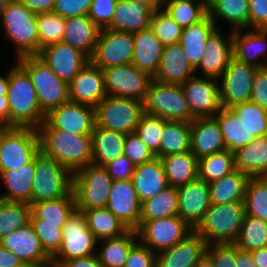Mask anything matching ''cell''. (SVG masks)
<instances>
[{"mask_svg": "<svg viewBox=\"0 0 267 267\" xmlns=\"http://www.w3.org/2000/svg\"><path fill=\"white\" fill-rule=\"evenodd\" d=\"M7 96L9 127L38 128L45 120L32 80L18 63L9 69Z\"/></svg>", "mask_w": 267, "mask_h": 267, "instance_id": "cell-1", "label": "cell"}, {"mask_svg": "<svg viewBox=\"0 0 267 267\" xmlns=\"http://www.w3.org/2000/svg\"><path fill=\"white\" fill-rule=\"evenodd\" d=\"M40 150L73 174L92 163L91 135H78L61 129H38Z\"/></svg>", "mask_w": 267, "mask_h": 267, "instance_id": "cell-2", "label": "cell"}, {"mask_svg": "<svg viewBox=\"0 0 267 267\" xmlns=\"http://www.w3.org/2000/svg\"><path fill=\"white\" fill-rule=\"evenodd\" d=\"M37 15L19 0H8L0 8L4 37L14 43L18 58L39 54Z\"/></svg>", "mask_w": 267, "mask_h": 267, "instance_id": "cell-3", "label": "cell"}, {"mask_svg": "<svg viewBox=\"0 0 267 267\" xmlns=\"http://www.w3.org/2000/svg\"><path fill=\"white\" fill-rule=\"evenodd\" d=\"M74 174L40 150L35 155L31 204L63 198L72 193Z\"/></svg>", "mask_w": 267, "mask_h": 267, "instance_id": "cell-4", "label": "cell"}, {"mask_svg": "<svg viewBox=\"0 0 267 267\" xmlns=\"http://www.w3.org/2000/svg\"><path fill=\"white\" fill-rule=\"evenodd\" d=\"M245 215L244 202L211 204L194 229L207 244L234 243Z\"/></svg>", "mask_w": 267, "mask_h": 267, "instance_id": "cell-5", "label": "cell"}, {"mask_svg": "<svg viewBox=\"0 0 267 267\" xmlns=\"http://www.w3.org/2000/svg\"><path fill=\"white\" fill-rule=\"evenodd\" d=\"M113 181L104 166L91 163L76 171L72 189L76 210L83 212L106 207Z\"/></svg>", "mask_w": 267, "mask_h": 267, "instance_id": "cell-6", "label": "cell"}, {"mask_svg": "<svg viewBox=\"0 0 267 267\" xmlns=\"http://www.w3.org/2000/svg\"><path fill=\"white\" fill-rule=\"evenodd\" d=\"M17 63L30 76L45 115L69 101L68 84L57 77L37 55L20 57Z\"/></svg>", "mask_w": 267, "mask_h": 267, "instance_id": "cell-7", "label": "cell"}, {"mask_svg": "<svg viewBox=\"0 0 267 267\" xmlns=\"http://www.w3.org/2000/svg\"><path fill=\"white\" fill-rule=\"evenodd\" d=\"M40 151L37 128H0V174L31 162Z\"/></svg>", "mask_w": 267, "mask_h": 267, "instance_id": "cell-8", "label": "cell"}, {"mask_svg": "<svg viewBox=\"0 0 267 267\" xmlns=\"http://www.w3.org/2000/svg\"><path fill=\"white\" fill-rule=\"evenodd\" d=\"M144 112L167 121L190 123L195 118L189 109L181 85L161 83L154 79L148 87Z\"/></svg>", "mask_w": 267, "mask_h": 267, "instance_id": "cell-9", "label": "cell"}, {"mask_svg": "<svg viewBox=\"0 0 267 267\" xmlns=\"http://www.w3.org/2000/svg\"><path fill=\"white\" fill-rule=\"evenodd\" d=\"M144 102L107 95L96 107V126L123 134L134 133L144 114Z\"/></svg>", "mask_w": 267, "mask_h": 267, "instance_id": "cell-10", "label": "cell"}, {"mask_svg": "<svg viewBox=\"0 0 267 267\" xmlns=\"http://www.w3.org/2000/svg\"><path fill=\"white\" fill-rule=\"evenodd\" d=\"M63 242L58 253L52 258V267L61 262L79 257L93 256L99 247L98 240L89 230L83 212L75 210L62 228Z\"/></svg>", "mask_w": 267, "mask_h": 267, "instance_id": "cell-11", "label": "cell"}, {"mask_svg": "<svg viewBox=\"0 0 267 267\" xmlns=\"http://www.w3.org/2000/svg\"><path fill=\"white\" fill-rule=\"evenodd\" d=\"M138 240L158 253L184 240L192 229L178 215L148 221H139Z\"/></svg>", "mask_w": 267, "mask_h": 267, "instance_id": "cell-12", "label": "cell"}, {"mask_svg": "<svg viewBox=\"0 0 267 267\" xmlns=\"http://www.w3.org/2000/svg\"><path fill=\"white\" fill-rule=\"evenodd\" d=\"M257 67L243 63L233 57L219 81L221 107L233 106L250 101ZM221 81V82H220Z\"/></svg>", "mask_w": 267, "mask_h": 267, "instance_id": "cell-13", "label": "cell"}, {"mask_svg": "<svg viewBox=\"0 0 267 267\" xmlns=\"http://www.w3.org/2000/svg\"><path fill=\"white\" fill-rule=\"evenodd\" d=\"M103 76L107 95L134 98L143 102L153 79L132 63L104 69Z\"/></svg>", "mask_w": 267, "mask_h": 267, "instance_id": "cell-14", "label": "cell"}, {"mask_svg": "<svg viewBox=\"0 0 267 267\" xmlns=\"http://www.w3.org/2000/svg\"><path fill=\"white\" fill-rule=\"evenodd\" d=\"M133 33L101 29L90 61L101 70L132 63Z\"/></svg>", "mask_w": 267, "mask_h": 267, "instance_id": "cell-15", "label": "cell"}, {"mask_svg": "<svg viewBox=\"0 0 267 267\" xmlns=\"http://www.w3.org/2000/svg\"><path fill=\"white\" fill-rule=\"evenodd\" d=\"M95 125L94 107L68 101L46 114L37 129H61L78 135H92Z\"/></svg>", "mask_w": 267, "mask_h": 267, "instance_id": "cell-16", "label": "cell"}, {"mask_svg": "<svg viewBox=\"0 0 267 267\" xmlns=\"http://www.w3.org/2000/svg\"><path fill=\"white\" fill-rule=\"evenodd\" d=\"M192 115L214 117L221 110L219 81L195 75L181 84Z\"/></svg>", "mask_w": 267, "mask_h": 267, "instance_id": "cell-17", "label": "cell"}, {"mask_svg": "<svg viewBox=\"0 0 267 267\" xmlns=\"http://www.w3.org/2000/svg\"><path fill=\"white\" fill-rule=\"evenodd\" d=\"M37 56L67 84L90 62L83 52L62 42L43 48Z\"/></svg>", "mask_w": 267, "mask_h": 267, "instance_id": "cell-18", "label": "cell"}, {"mask_svg": "<svg viewBox=\"0 0 267 267\" xmlns=\"http://www.w3.org/2000/svg\"><path fill=\"white\" fill-rule=\"evenodd\" d=\"M177 190L178 216L195 229L211 206L209 185L197 178Z\"/></svg>", "mask_w": 267, "mask_h": 267, "instance_id": "cell-19", "label": "cell"}, {"mask_svg": "<svg viewBox=\"0 0 267 267\" xmlns=\"http://www.w3.org/2000/svg\"><path fill=\"white\" fill-rule=\"evenodd\" d=\"M106 96L103 70L91 61L68 84L71 102L95 108Z\"/></svg>", "mask_w": 267, "mask_h": 267, "instance_id": "cell-20", "label": "cell"}, {"mask_svg": "<svg viewBox=\"0 0 267 267\" xmlns=\"http://www.w3.org/2000/svg\"><path fill=\"white\" fill-rule=\"evenodd\" d=\"M141 204L131 179L113 181L106 208L129 229L139 227Z\"/></svg>", "mask_w": 267, "mask_h": 267, "instance_id": "cell-21", "label": "cell"}, {"mask_svg": "<svg viewBox=\"0 0 267 267\" xmlns=\"http://www.w3.org/2000/svg\"><path fill=\"white\" fill-rule=\"evenodd\" d=\"M225 38L220 29H216L205 43V53L199 65L195 68V73L200 69L203 77L219 79L228 67L233 54V30ZM227 39V40H226Z\"/></svg>", "mask_w": 267, "mask_h": 267, "instance_id": "cell-22", "label": "cell"}, {"mask_svg": "<svg viewBox=\"0 0 267 267\" xmlns=\"http://www.w3.org/2000/svg\"><path fill=\"white\" fill-rule=\"evenodd\" d=\"M207 246L193 231L173 247L156 253V267H195L207 253Z\"/></svg>", "mask_w": 267, "mask_h": 267, "instance_id": "cell-23", "label": "cell"}, {"mask_svg": "<svg viewBox=\"0 0 267 267\" xmlns=\"http://www.w3.org/2000/svg\"><path fill=\"white\" fill-rule=\"evenodd\" d=\"M243 31L244 29L233 31L234 57L257 68L267 67V29ZM261 55L264 56L263 59L259 58Z\"/></svg>", "mask_w": 267, "mask_h": 267, "instance_id": "cell-24", "label": "cell"}, {"mask_svg": "<svg viewBox=\"0 0 267 267\" xmlns=\"http://www.w3.org/2000/svg\"><path fill=\"white\" fill-rule=\"evenodd\" d=\"M191 152L198 158L226 149L220 126L215 117H197L190 122Z\"/></svg>", "mask_w": 267, "mask_h": 267, "instance_id": "cell-25", "label": "cell"}, {"mask_svg": "<svg viewBox=\"0 0 267 267\" xmlns=\"http://www.w3.org/2000/svg\"><path fill=\"white\" fill-rule=\"evenodd\" d=\"M0 244L12 251L22 262L52 263L30 223L3 237Z\"/></svg>", "mask_w": 267, "mask_h": 267, "instance_id": "cell-26", "label": "cell"}, {"mask_svg": "<svg viewBox=\"0 0 267 267\" xmlns=\"http://www.w3.org/2000/svg\"><path fill=\"white\" fill-rule=\"evenodd\" d=\"M195 74L182 46L176 43L164 46L160 65L153 79L161 83L181 85Z\"/></svg>", "mask_w": 267, "mask_h": 267, "instance_id": "cell-27", "label": "cell"}, {"mask_svg": "<svg viewBox=\"0 0 267 267\" xmlns=\"http://www.w3.org/2000/svg\"><path fill=\"white\" fill-rule=\"evenodd\" d=\"M154 10L134 0H117L112 23L107 27L114 31L136 33L150 27Z\"/></svg>", "mask_w": 267, "mask_h": 267, "instance_id": "cell-28", "label": "cell"}, {"mask_svg": "<svg viewBox=\"0 0 267 267\" xmlns=\"http://www.w3.org/2000/svg\"><path fill=\"white\" fill-rule=\"evenodd\" d=\"M101 29L88 16L65 18V29L62 43L83 52L92 58Z\"/></svg>", "mask_w": 267, "mask_h": 267, "instance_id": "cell-29", "label": "cell"}, {"mask_svg": "<svg viewBox=\"0 0 267 267\" xmlns=\"http://www.w3.org/2000/svg\"><path fill=\"white\" fill-rule=\"evenodd\" d=\"M134 54L132 64L154 77L158 71L164 45L149 28L133 33Z\"/></svg>", "mask_w": 267, "mask_h": 267, "instance_id": "cell-30", "label": "cell"}, {"mask_svg": "<svg viewBox=\"0 0 267 267\" xmlns=\"http://www.w3.org/2000/svg\"><path fill=\"white\" fill-rule=\"evenodd\" d=\"M131 180L141 203L169 186L159 157L136 165Z\"/></svg>", "mask_w": 267, "mask_h": 267, "instance_id": "cell-31", "label": "cell"}, {"mask_svg": "<svg viewBox=\"0 0 267 267\" xmlns=\"http://www.w3.org/2000/svg\"><path fill=\"white\" fill-rule=\"evenodd\" d=\"M214 117L220 126L226 149L232 153L257 138L232 108L222 107Z\"/></svg>", "mask_w": 267, "mask_h": 267, "instance_id": "cell-32", "label": "cell"}, {"mask_svg": "<svg viewBox=\"0 0 267 267\" xmlns=\"http://www.w3.org/2000/svg\"><path fill=\"white\" fill-rule=\"evenodd\" d=\"M35 176V158L18 169L4 171L0 179L7 188L0 194L1 200L24 202L31 204V190Z\"/></svg>", "mask_w": 267, "mask_h": 267, "instance_id": "cell-33", "label": "cell"}, {"mask_svg": "<svg viewBox=\"0 0 267 267\" xmlns=\"http://www.w3.org/2000/svg\"><path fill=\"white\" fill-rule=\"evenodd\" d=\"M220 29L207 15L197 24L183 28L180 45L191 66L195 69L205 53V43L210 35Z\"/></svg>", "mask_w": 267, "mask_h": 267, "instance_id": "cell-34", "label": "cell"}, {"mask_svg": "<svg viewBox=\"0 0 267 267\" xmlns=\"http://www.w3.org/2000/svg\"><path fill=\"white\" fill-rule=\"evenodd\" d=\"M126 134L96 126L92 138V164L104 166L124 154Z\"/></svg>", "mask_w": 267, "mask_h": 267, "instance_id": "cell-35", "label": "cell"}, {"mask_svg": "<svg viewBox=\"0 0 267 267\" xmlns=\"http://www.w3.org/2000/svg\"><path fill=\"white\" fill-rule=\"evenodd\" d=\"M235 169L249 177L267 173V135L259 136L247 146L234 152Z\"/></svg>", "mask_w": 267, "mask_h": 267, "instance_id": "cell-36", "label": "cell"}, {"mask_svg": "<svg viewBox=\"0 0 267 267\" xmlns=\"http://www.w3.org/2000/svg\"><path fill=\"white\" fill-rule=\"evenodd\" d=\"M208 15L217 26L220 18L230 30L249 29V0H207Z\"/></svg>", "mask_w": 267, "mask_h": 267, "instance_id": "cell-37", "label": "cell"}, {"mask_svg": "<svg viewBox=\"0 0 267 267\" xmlns=\"http://www.w3.org/2000/svg\"><path fill=\"white\" fill-rule=\"evenodd\" d=\"M160 159L169 186L178 188L198 178V158L191 151Z\"/></svg>", "mask_w": 267, "mask_h": 267, "instance_id": "cell-38", "label": "cell"}, {"mask_svg": "<svg viewBox=\"0 0 267 267\" xmlns=\"http://www.w3.org/2000/svg\"><path fill=\"white\" fill-rule=\"evenodd\" d=\"M249 176L238 170L209 183L211 204L244 202Z\"/></svg>", "mask_w": 267, "mask_h": 267, "instance_id": "cell-39", "label": "cell"}, {"mask_svg": "<svg viewBox=\"0 0 267 267\" xmlns=\"http://www.w3.org/2000/svg\"><path fill=\"white\" fill-rule=\"evenodd\" d=\"M138 241L137 231L130 229L124 235L98 241L96 256L101 267H124L131 247Z\"/></svg>", "mask_w": 267, "mask_h": 267, "instance_id": "cell-40", "label": "cell"}, {"mask_svg": "<svg viewBox=\"0 0 267 267\" xmlns=\"http://www.w3.org/2000/svg\"><path fill=\"white\" fill-rule=\"evenodd\" d=\"M89 230L98 241L117 238L130 229L106 207L83 211Z\"/></svg>", "mask_w": 267, "mask_h": 267, "instance_id": "cell-41", "label": "cell"}, {"mask_svg": "<svg viewBox=\"0 0 267 267\" xmlns=\"http://www.w3.org/2000/svg\"><path fill=\"white\" fill-rule=\"evenodd\" d=\"M190 123L182 121H165L160 144V158L191 151Z\"/></svg>", "mask_w": 267, "mask_h": 267, "instance_id": "cell-42", "label": "cell"}, {"mask_svg": "<svg viewBox=\"0 0 267 267\" xmlns=\"http://www.w3.org/2000/svg\"><path fill=\"white\" fill-rule=\"evenodd\" d=\"M178 215L177 187L168 186L141 204L140 221L155 220Z\"/></svg>", "mask_w": 267, "mask_h": 267, "instance_id": "cell-43", "label": "cell"}, {"mask_svg": "<svg viewBox=\"0 0 267 267\" xmlns=\"http://www.w3.org/2000/svg\"><path fill=\"white\" fill-rule=\"evenodd\" d=\"M76 210L73 192L63 198L35 203L31 212L43 223L59 224L63 228L68 218Z\"/></svg>", "mask_w": 267, "mask_h": 267, "instance_id": "cell-44", "label": "cell"}, {"mask_svg": "<svg viewBox=\"0 0 267 267\" xmlns=\"http://www.w3.org/2000/svg\"><path fill=\"white\" fill-rule=\"evenodd\" d=\"M163 9L182 28L197 24L208 15L207 0H173Z\"/></svg>", "mask_w": 267, "mask_h": 267, "instance_id": "cell-45", "label": "cell"}, {"mask_svg": "<svg viewBox=\"0 0 267 267\" xmlns=\"http://www.w3.org/2000/svg\"><path fill=\"white\" fill-rule=\"evenodd\" d=\"M235 170L234 153L227 149L198 159V178L208 184Z\"/></svg>", "mask_w": 267, "mask_h": 267, "instance_id": "cell-46", "label": "cell"}, {"mask_svg": "<svg viewBox=\"0 0 267 267\" xmlns=\"http://www.w3.org/2000/svg\"><path fill=\"white\" fill-rule=\"evenodd\" d=\"M30 215L28 203L0 199V240L30 223Z\"/></svg>", "mask_w": 267, "mask_h": 267, "instance_id": "cell-47", "label": "cell"}, {"mask_svg": "<svg viewBox=\"0 0 267 267\" xmlns=\"http://www.w3.org/2000/svg\"><path fill=\"white\" fill-rule=\"evenodd\" d=\"M234 244L238 249L248 252L267 247V222L245 214Z\"/></svg>", "mask_w": 267, "mask_h": 267, "instance_id": "cell-48", "label": "cell"}, {"mask_svg": "<svg viewBox=\"0 0 267 267\" xmlns=\"http://www.w3.org/2000/svg\"><path fill=\"white\" fill-rule=\"evenodd\" d=\"M245 214L267 222V183L261 177H250L244 197Z\"/></svg>", "mask_w": 267, "mask_h": 267, "instance_id": "cell-49", "label": "cell"}, {"mask_svg": "<svg viewBox=\"0 0 267 267\" xmlns=\"http://www.w3.org/2000/svg\"><path fill=\"white\" fill-rule=\"evenodd\" d=\"M37 27L40 53L43 48L62 42L65 29V18L54 12L39 13L37 15Z\"/></svg>", "mask_w": 267, "mask_h": 267, "instance_id": "cell-50", "label": "cell"}, {"mask_svg": "<svg viewBox=\"0 0 267 267\" xmlns=\"http://www.w3.org/2000/svg\"><path fill=\"white\" fill-rule=\"evenodd\" d=\"M30 224L39 238L42 249L52 259L60 250L63 242V230L59 224L43 223L32 212Z\"/></svg>", "mask_w": 267, "mask_h": 267, "instance_id": "cell-51", "label": "cell"}, {"mask_svg": "<svg viewBox=\"0 0 267 267\" xmlns=\"http://www.w3.org/2000/svg\"><path fill=\"white\" fill-rule=\"evenodd\" d=\"M150 29L164 46L179 43L183 31L164 9L153 12Z\"/></svg>", "mask_w": 267, "mask_h": 267, "instance_id": "cell-52", "label": "cell"}, {"mask_svg": "<svg viewBox=\"0 0 267 267\" xmlns=\"http://www.w3.org/2000/svg\"><path fill=\"white\" fill-rule=\"evenodd\" d=\"M165 121L161 117L144 113L135 131L154 155L159 158L163 123Z\"/></svg>", "mask_w": 267, "mask_h": 267, "instance_id": "cell-53", "label": "cell"}, {"mask_svg": "<svg viewBox=\"0 0 267 267\" xmlns=\"http://www.w3.org/2000/svg\"><path fill=\"white\" fill-rule=\"evenodd\" d=\"M256 137L267 135V111L251 101L232 107Z\"/></svg>", "mask_w": 267, "mask_h": 267, "instance_id": "cell-54", "label": "cell"}, {"mask_svg": "<svg viewBox=\"0 0 267 267\" xmlns=\"http://www.w3.org/2000/svg\"><path fill=\"white\" fill-rule=\"evenodd\" d=\"M124 155H126L135 165L143 164L156 157L136 132L126 135Z\"/></svg>", "mask_w": 267, "mask_h": 267, "instance_id": "cell-55", "label": "cell"}, {"mask_svg": "<svg viewBox=\"0 0 267 267\" xmlns=\"http://www.w3.org/2000/svg\"><path fill=\"white\" fill-rule=\"evenodd\" d=\"M117 0H92L88 18L100 29L107 28L115 12Z\"/></svg>", "mask_w": 267, "mask_h": 267, "instance_id": "cell-56", "label": "cell"}, {"mask_svg": "<svg viewBox=\"0 0 267 267\" xmlns=\"http://www.w3.org/2000/svg\"><path fill=\"white\" fill-rule=\"evenodd\" d=\"M207 254L216 267H236V245L234 243L208 244Z\"/></svg>", "mask_w": 267, "mask_h": 267, "instance_id": "cell-57", "label": "cell"}, {"mask_svg": "<svg viewBox=\"0 0 267 267\" xmlns=\"http://www.w3.org/2000/svg\"><path fill=\"white\" fill-rule=\"evenodd\" d=\"M124 267H156V253L138 240L131 247Z\"/></svg>", "mask_w": 267, "mask_h": 267, "instance_id": "cell-58", "label": "cell"}, {"mask_svg": "<svg viewBox=\"0 0 267 267\" xmlns=\"http://www.w3.org/2000/svg\"><path fill=\"white\" fill-rule=\"evenodd\" d=\"M92 0H55L54 13L63 18L88 16Z\"/></svg>", "mask_w": 267, "mask_h": 267, "instance_id": "cell-59", "label": "cell"}, {"mask_svg": "<svg viewBox=\"0 0 267 267\" xmlns=\"http://www.w3.org/2000/svg\"><path fill=\"white\" fill-rule=\"evenodd\" d=\"M135 166L136 165L124 154L104 165L108 174L114 181L131 179Z\"/></svg>", "mask_w": 267, "mask_h": 267, "instance_id": "cell-60", "label": "cell"}, {"mask_svg": "<svg viewBox=\"0 0 267 267\" xmlns=\"http://www.w3.org/2000/svg\"><path fill=\"white\" fill-rule=\"evenodd\" d=\"M250 101L267 111V67L255 72Z\"/></svg>", "mask_w": 267, "mask_h": 267, "instance_id": "cell-61", "label": "cell"}, {"mask_svg": "<svg viewBox=\"0 0 267 267\" xmlns=\"http://www.w3.org/2000/svg\"><path fill=\"white\" fill-rule=\"evenodd\" d=\"M249 27L267 29V0H249Z\"/></svg>", "mask_w": 267, "mask_h": 267, "instance_id": "cell-62", "label": "cell"}, {"mask_svg": "<svg viewBox=\"0 0 267 267\" xmlns=\"http://www.w3.org/2000/svg\"><path fill=\"white\" fill-rule=\"evenodd\" d=\"M26 8L32 12L50 13L54 11L55 0H19Z\"/></svg>", "mask_w": 267, "mask_h": 267, "instance_id": "cell-63", "label": "cell"}, {"mask_svg": "<svg viewBox=\"0 0 267 267\" xmlns=\"http://www.w3.org/2000/svg\"><path fill=\"white\" fill-rule=\"evenodd\" d=\"M57 267H101L95 255L87 257L72 258L61 262Z\"/></svg>", "mask_w": 267, "mask_h": 267, "instance_id": "cell-64", "label": "cell"}, {"mask_svg": "<svg viewBox=\"0 0 267 267\" xmlns=\"http://www.w3.org/2000/svg\"><path fill=\"white\" fill-rule=\"evenodd\" d=\"M22 261L9 249L0 244V267H17Z\"/></svg>", "mask_w": 267, "mask_h": 267, "instance_id": "cell-65", "label": "cell"}, {"mask_svg": "<svg viewBox=\"0 0 267 267\" xmlns=\"http://www.w3.org/2000/svg\"><path fill=\"white\" fill-rule=\"evenodd\" d=\"M236 267H257L251 252L240 250L236 247Z\"/></svg>", "mask_w": 267, "mask_h": 267, "instance_id": "cell-66", "label": "cell"}, {"mask_svg": "<svg viewBox=\"0 0 267 267\" xmlns=\"http://www.w3.org/2000/svg\"><path fill=\"white\" fill-rule=\"evenodd\" d=\"M9 127V102L7 95L0 97V128Z\"/></svg>", "mask_w": 267, "mask_h": 267, "instance_id": "cell-67", "label": "cell"}, {"mask_svg": "<svg viewBox=\"0 0 267 267\" xmlns=\"http://www.w3.org/2000/svg\"><path fill=\"white\" fill-rule=\"evenodd\" d=\"M251 255L257 267H267V247L254 250Z\"/></svg>", "mask_w": 267, "mask_h": 267, "instance_id": "cell-68", "label": "cell"}, {"mask_svg": "<svg viewBox=\"0 0 267 267\" xmlns=\"http://www.w3.org/2000/svg\"><path fill=\"white\" fill-rule=\"evenodd\" d=\"M9 85V71H7L6 75L0 74V97L1 95H7Z\"/></svg>", "mask_w": 267, "mask_h": 267, "instance_id": "cell-69", "label": "cell"}, {"mask_svg": "<svg viewBox=\"0 0 267 267\" xmlns=\"http://www.w3.org/2000/svg\"><path fill=\"white\" fill-rule=\"evenodd\" d=\"M136 2H141L149 7H151L154 11L163 9L164 3L162 0H134Z\"/></svg>", "mask_w": 267, "mask_h": 267, "instance_id": "cell-70", "label": "cell"}, {"mask_svg": "<svg viewBox=\"0 0 267 267\" xmlns=\"http://www.w3.org/2000/svg\"><path fill=\"white\" fill-rule=\"evenodd\" d=\"M195 267H216L212 258L206 253Z\"/></svg>", "mask_w": 267, "mask_h": 267, "instance_id": "cell-71", "label": "cell"}, {"mask_svg": "<svg viewBox=\"0 0 267 267\" xmlns=\"http://www.w3.org/2000/svg\"><path fill=\"white\" fill-rule=\"evenodd\" d=\"M17 267H52V263H33V262H22Z\"/></svg>", "mask_w": 267, "mask_h": 267, "instance_id": "cell-72", "label": "cell"}, {"mask_svg": "<svg viewBox=\"0 0 267 267\" xmlns=\"http://www.w3.org/2000/svg\"><path fill=\"white\" fill-rule=\"evenodd\" d=\"M8 0H0V8L7 2Z\"/></svg>", "mask_w": 267, "mask_h": 267, "instance_id": "cell-73", "label": "cell"}, {"mask_svg": "<svg viewBox=\"0 0 267 267\" xmlns=\"http://www.w3.org/2000/svg\"><path fill=\"white\" fill-rule=\"evenodd\" d=\"M261 178L267 183V173L262 175Z\"/></svg>", "mask_w": 267, "mask_h": 267, "instance_id": "cell-74", "label": "cell"}, {"mask_svg": "<svg viewBox=\"0 0 267 267\" xmlns=\"http://www.w3.org/2000/svg\"><path fill=\"white\" fill-rule=\"evenodd\" d=\"M162 1L165 4V3H168V2L173 1V0H162Z\"/></svg>", "mask_w": 267, "mask_h": 267, "instance_id": "cell-75", "label": "cell"}]
</instances>
